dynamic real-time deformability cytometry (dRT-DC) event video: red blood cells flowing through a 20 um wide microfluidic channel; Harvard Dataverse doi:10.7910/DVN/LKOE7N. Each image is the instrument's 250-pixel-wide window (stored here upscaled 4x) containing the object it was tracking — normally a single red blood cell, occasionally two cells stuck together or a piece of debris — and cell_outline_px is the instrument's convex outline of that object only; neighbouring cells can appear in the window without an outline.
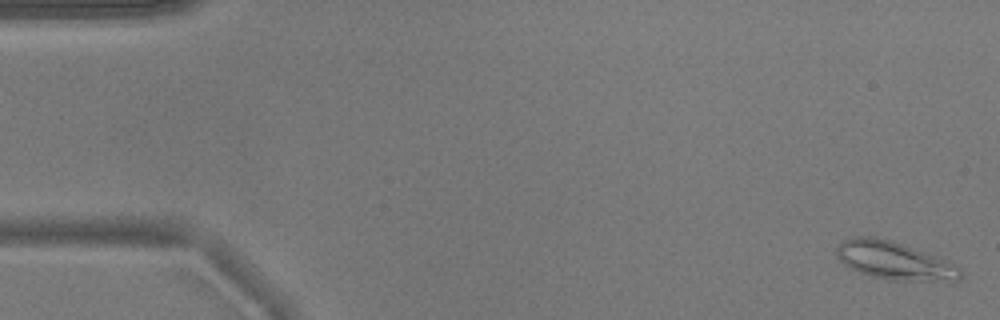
{"species": "common noctule bat (a hibernating species)", "species_latin": "Nyctalus noctula", "temperature_condition": "warm", "stored_images_in_passage": 16, "camera_frame_rate_fps": 3000, "um_per_image_px": 0.085, "animal": {"sex": "male", "body_mass_g": 17.9}, "frame": {"image": 1, "passage_image": 1, "time_ms": 0.0, "image_size_px": [1000, 320], "cell_outline_px": [[960, 280], [892, 280], [872, 276], [860, 272], [844, 264], [836, 256], [836, 248], [844, 240], [852, 236], [876, 236], [892, 240], [904, 244], [936, 256], [960, 268]], "centroid_in_image_um": [75.96, 22.12], "position_along_channel_um": 9.0, "area_um2": 26.99}}